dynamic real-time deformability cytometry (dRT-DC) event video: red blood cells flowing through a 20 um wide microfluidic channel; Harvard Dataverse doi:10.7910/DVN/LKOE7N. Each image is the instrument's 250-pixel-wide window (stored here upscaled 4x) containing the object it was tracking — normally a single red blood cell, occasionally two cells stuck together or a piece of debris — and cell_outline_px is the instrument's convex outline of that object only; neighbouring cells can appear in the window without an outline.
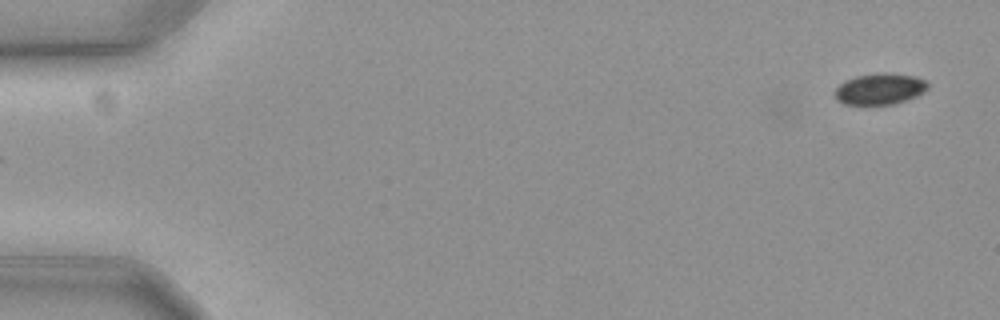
{"species": "common noctule bat (a hibernating species)", "species_latin": "Nyctalus noctula", "temperature_condition": "cold", "stored_images_in_passage": 57, "camera_frame_rate_fps": 3000, "um_per_image_px": 0.085, "animal": {"sex": "female", "body_mass_g": 19.3, "forearm_length_mm": 54.1}, "frame": {"image": 1, "passage_image": 1, "time_ms": 0.0, "image_size_px": [1000, 320], "cell_outline_px": [[928, 88], [924, 92], [916, 96], [892, 104], [844, 104], [836, 100], [832, 92], [844, 80], [856, 76], [876, 72], [892, 72], [916, 76], [924, 80], [928, 84]], "centroid_in_image_um": [74.75, 7.53], "position_along_channel_um": 10.2, "area_um2": 17.17}}
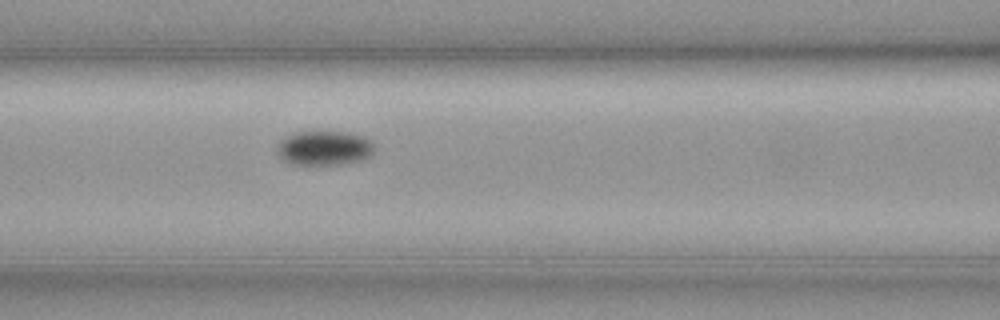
{"frame": {"image": 2, "passage_image": 24, "time_ms": 7.667, "image_size_px": [1000, 320], "cell_outline_px": [[372, 156], [360, 160], [340, 164], [292, 164], [284, 160], [276, 152], [276, 148], [280, 140], [292, 132], [348, 132], [364, 136], [372, 140]], "centroid_in_image_um": [27.54, 12.57], "position_along_channel_um": 139.1, "area_um2": 19.54}}
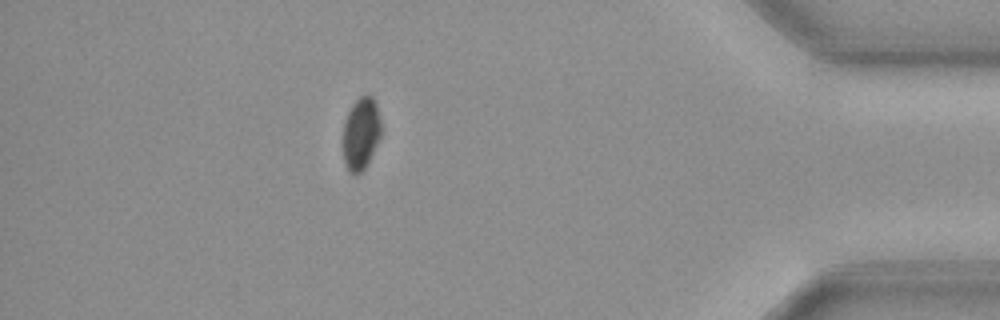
{"frame": {"image": 3, "passage_image": 50, "time_ms": 16.333, "image_size_px": [1000, 320], "cell_outline_px": [[384, 132], [364, 168], [356, 176], [348, 172], [344, 164], [344, 120], [352, 104], [360, 96], [372, 96], [376, 104]], "centroid_in_image_um": [30.7, 11.36], "position_along_channel_um": 404.5, "area_um2": 16.24}}